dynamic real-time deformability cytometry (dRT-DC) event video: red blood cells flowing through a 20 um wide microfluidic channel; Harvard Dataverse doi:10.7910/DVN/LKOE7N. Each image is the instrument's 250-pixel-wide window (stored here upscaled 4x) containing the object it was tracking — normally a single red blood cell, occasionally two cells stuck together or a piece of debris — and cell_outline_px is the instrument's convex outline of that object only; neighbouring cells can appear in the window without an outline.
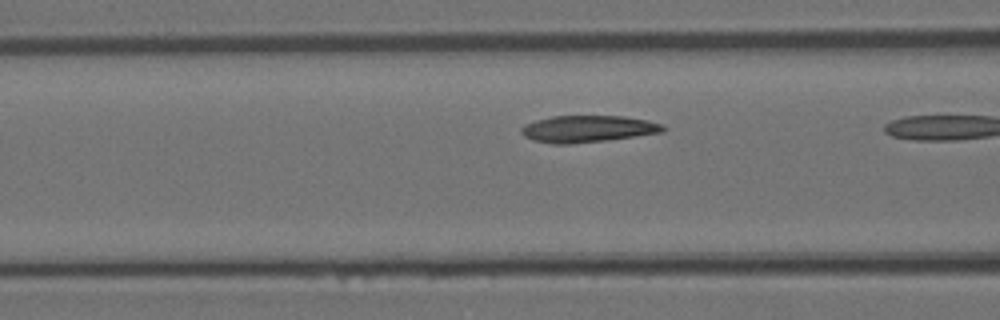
{"species": "Egyptian fruit bat (a non-hibernating species)", "species_latin": "Rousettus aegyptiacus", "temperature_condition": "room temperature", "stored_images_in_passage": 5, "camera_frame_rate_fps": 3000, "um_per_image_px": 0.085, "animal": {"sex": "female"}, "frame": {"image": 1, "passage_image": 4, "time_ms": 1.0, "image_size_px": [1000, 320], "cell_outline_px": [[668, 128], [664, 132], [604, 140], [568, 144], [552, 144], [532, 140], [524, 136], [520, 132], [520, 128], [524, 124], [536, 120], [552, 116], [624, 116], [648, 120], [664, 124]], "centroid_in_image_um": [49.96, 10.95], "position_along_channel_um": 116.6, "area_um2": 22.25}}